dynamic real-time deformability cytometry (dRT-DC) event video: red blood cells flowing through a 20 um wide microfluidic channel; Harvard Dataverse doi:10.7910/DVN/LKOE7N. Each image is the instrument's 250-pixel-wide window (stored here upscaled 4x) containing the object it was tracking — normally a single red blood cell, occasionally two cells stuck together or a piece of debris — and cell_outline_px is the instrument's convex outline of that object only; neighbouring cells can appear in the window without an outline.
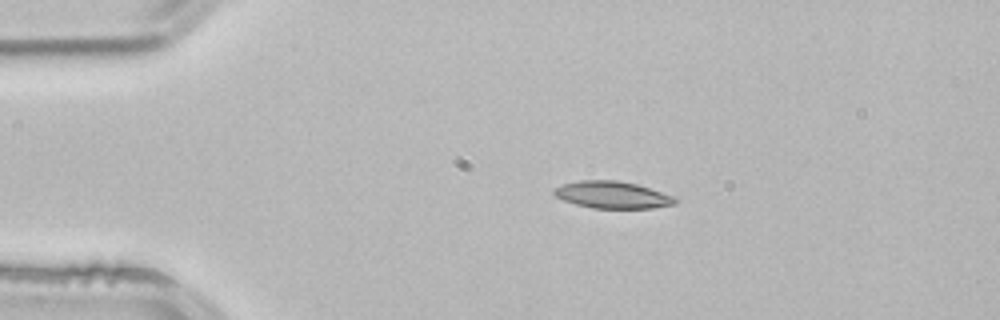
{"species": "common noctule bat (a hibernating species)", "species_latin": "Nyctalus noctula", "temperature_condition": "room temperature", "stored_images_in_passage": 2, "camera_frame_rate_fps": 3000, "um_per_image_px": 0.085, "animal": {"sex": "male", "body_mass_g": 21.5, "forearm_length_mm": 52.0}, "frame": {"image": 1, "passage_image": 1, "time_ms": 0.0, "image_size_px": [1000, 320], "cell_outline_px": [[676, 204], [652, 208], [592, 208], [576, 204], [564, 200], [556, 196], [552, 192], [552, 188], [564, 184], [580, 180], [616, 180], [636, 184], [676, 196]], "centroid_in_image_um": [52.06, 16.56], "position_along_channel_um": 32.9, "area_um2": 19.07}}